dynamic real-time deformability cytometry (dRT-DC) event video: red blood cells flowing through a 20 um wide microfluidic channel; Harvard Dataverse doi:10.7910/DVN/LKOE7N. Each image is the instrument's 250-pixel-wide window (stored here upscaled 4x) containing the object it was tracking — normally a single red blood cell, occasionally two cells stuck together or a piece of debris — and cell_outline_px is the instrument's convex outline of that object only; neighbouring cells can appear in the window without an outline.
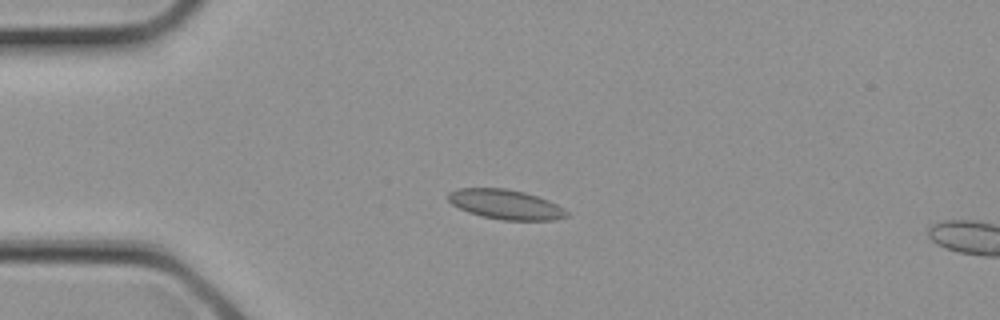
{"species": "common noctule bat (a hibernating species)", "species_latin": "Nyctalus noctula", "temperature_condition": "cold", "stored_images_in_passage": 8, "camera_frame_rate_fps": 3000, "um_per_image_px": 0.085, "animal": {"sex": "female", "body_mass_g": 21.9}, "frame": {"image": 1, "passage_image": 6, "time_ms": 1.667, "image_size_px": [1000, 320], "cell_outline_px": [[568, 216], [552, 220], [504, 220], [484, 216], [468, 212], [452, 204], [448, 200], [448, 192], [456, 188], [504, 188], [524, 192], [548, 200], [564, 208], [568, 212]], "centroid_in_image_um": [42.97, 17.37], "position_along_channel_um": 42.0, "area_um2": 20.35}}